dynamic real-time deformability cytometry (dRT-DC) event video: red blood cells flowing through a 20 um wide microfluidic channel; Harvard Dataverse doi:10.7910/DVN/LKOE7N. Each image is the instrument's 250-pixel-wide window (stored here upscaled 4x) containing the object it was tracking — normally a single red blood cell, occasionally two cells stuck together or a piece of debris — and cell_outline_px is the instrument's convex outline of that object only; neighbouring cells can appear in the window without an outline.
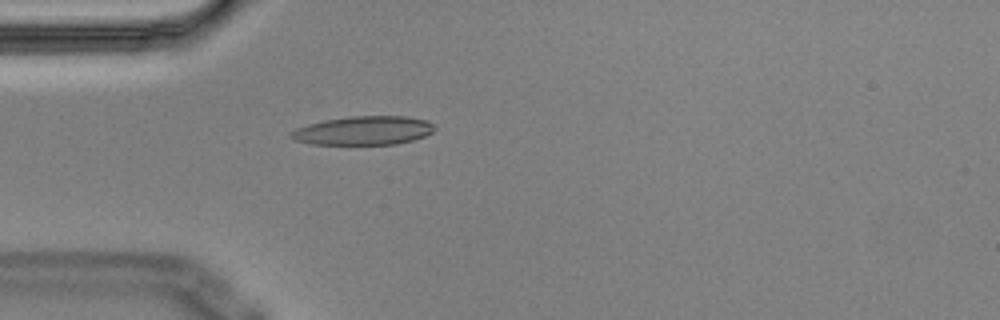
{"species": "Egyptian fruit bat (a non-hibernating species)", "species_latin": "Rousettus aegyptiacus", "temperature_condition": "cold", "stored_images_in_passage": 2, "camera_frame_rate_fps": 3000, "um_per_image_px": 0.085, "animal": {"sex": "male"}, "frame": {"image": 1, "passage_image": 2, "time_ms": 0.333, "image_size_px": [1000, 320], "cell_outline_px": [[436, 128], [432, 132], [424, 136], [412, 140], [396, 144], [312, 144], [292, 140], [288, 136], [288, 132], [296, 128], [308, 124], [324, 120], [352, 116], [404, 116], [428, 120]], "centroid_in_image_um": [30.85, 11.1], "position_along_channel_um": 54.1, "area_um2": 24.16}}